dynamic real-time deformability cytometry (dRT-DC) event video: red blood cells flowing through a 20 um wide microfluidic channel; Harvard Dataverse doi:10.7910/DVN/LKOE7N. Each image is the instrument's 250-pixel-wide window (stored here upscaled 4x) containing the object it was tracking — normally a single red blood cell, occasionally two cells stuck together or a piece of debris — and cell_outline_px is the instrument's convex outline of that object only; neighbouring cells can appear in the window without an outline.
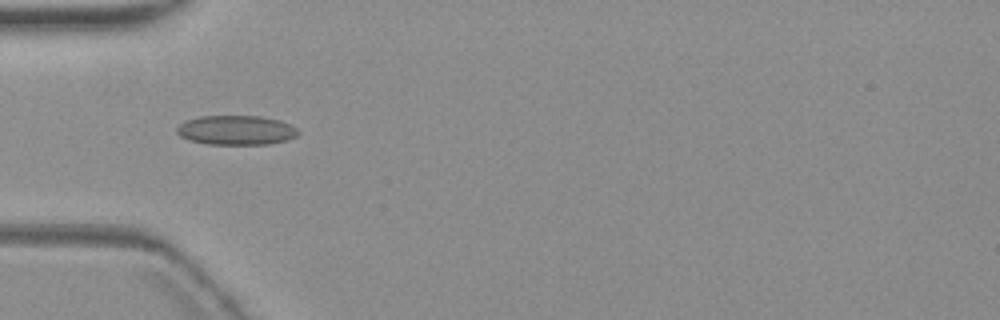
{"species": "common noctule bat (a hibernating species)", "species_latin": "Nyctalus noctula", "temperature_condition": "warm", "stored_images_in_passage": 5, "camera_frame_rate_fps": 3000, "um_per_image_px": 0.085, "animal": {"sex": "female", "body_mass_g": 19.3, "forearm_length_mm": 54.1}, "frame": {"image": 1, "passage_image": 5, "time_ms": 5.333, "image_size_px": [1000, 320], "cell_outline_px": [[300, 132], [296, 136], [288, 140], [268, 144], [208, 144], [188, 140], [180, 136], [176, 132], [176, 128], [180, 124], [188, 120], [200, 116], [260, 116], [280, 120], [296, 128]], "centroid_in_image_um": [20.08, 11.07], "position_along_channel_um": 64.9, "area_um2": 20.81}}